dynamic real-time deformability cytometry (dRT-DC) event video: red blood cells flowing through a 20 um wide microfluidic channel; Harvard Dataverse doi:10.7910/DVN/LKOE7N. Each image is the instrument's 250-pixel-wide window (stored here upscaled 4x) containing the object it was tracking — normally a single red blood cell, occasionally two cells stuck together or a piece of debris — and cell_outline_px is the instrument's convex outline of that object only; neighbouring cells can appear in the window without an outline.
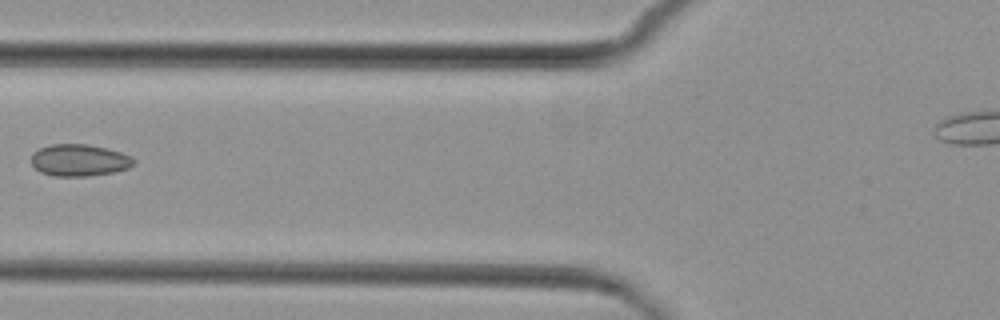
{"species": "common noctule bat (a hibernating species)", "species_latin": "Nyctalus noctula", "temperature_condition": "cold", "stored_images_in_passage": 7, "segment_of_instrument_passage": [1, 2], "camera_frame_rate_fps": 3000, "um_per_image_px": 0.085, "animal": {"sex": "female", "body_mass_g": 29.2, "forearm_length_mm": 56.3}, "frame": {"image": 1, "passage_image": 5, "time_ms": 5.333, "image_size_px": [1000, 320], "cell_outline_px": [[136, 160], [128, 168], [112, 172], [88, 176], [56, 176], [40, 172], [32, 164], [32, 152], [40, 148], [52, 144], [88, 144], [108, 148], [132, 156]], "centroid_in_image_um": [6.74, 13.61], "position_along_channel_um": 119.1, "area_um2": 19.02}}
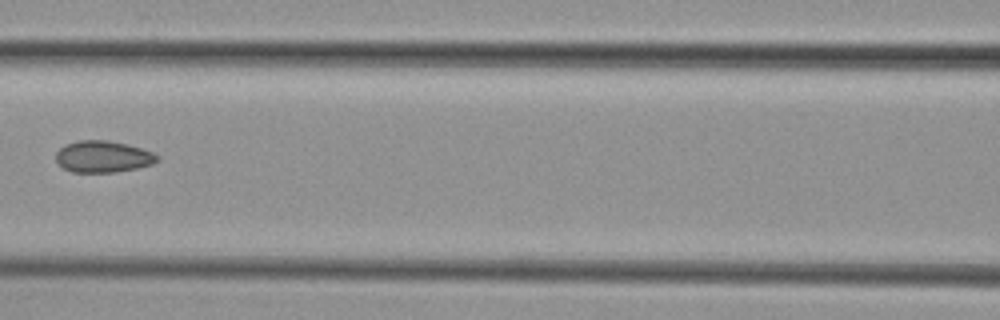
{"frame": {"image": 2, "passage_image": 6, "time_ms": 6.333, "image_size_px": [1000, 320], "cell_outline_px": [[160, 160], [152, 164], [136, 168], [116, 172], [72, 172], [56, 164], [56, 152], [64, 144], [76, 140], [108, 140], [128, 144], [152, 152], [160, 156]], "centroid_in_image_um": [8.74, 13.3], "position_along_channel_um": 157.9, "area_um2": 18.9}}